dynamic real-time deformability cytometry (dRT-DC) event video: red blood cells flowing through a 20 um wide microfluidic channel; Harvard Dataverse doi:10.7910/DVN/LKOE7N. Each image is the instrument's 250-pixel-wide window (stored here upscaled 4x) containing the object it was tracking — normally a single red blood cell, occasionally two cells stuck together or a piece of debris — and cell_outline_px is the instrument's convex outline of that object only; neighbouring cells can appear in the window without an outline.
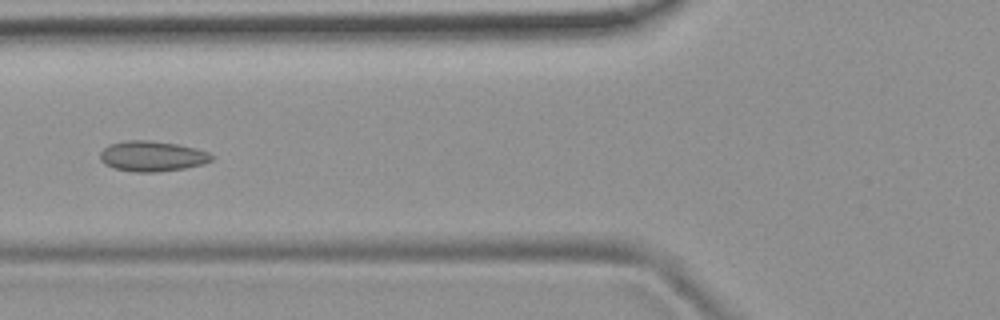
{"species": "common noctule bat (a hibernating species)", "species_latin": "Nyctalus noctula", "temperature_condition": "room temperature", "stored_images_in_passage": 5, "camera_frame_rate_fps": 3000, "um_per_image_px": 0.085, "animal": {"sex": "female", "body_mass_g": 19.9}, "frame": {"image": 1, "passage_image": 4, "time_ms": 4.333, "image_size_px": [1000, 320], "cell_outline_px": [[216, 156], [212, 160], [204, 164], [184, 168], [156, 172], [132, 172], [112, 168], [104, 164], [100, 160], [100, 152], [108, 144], [124, 140], [148, 140], [176, 144], [196, 148], [208, 152]], "centroid_in_image_um": [12.92, 13.28], "position_along_channel_um": 112.9, "area_um2": 20.0}}
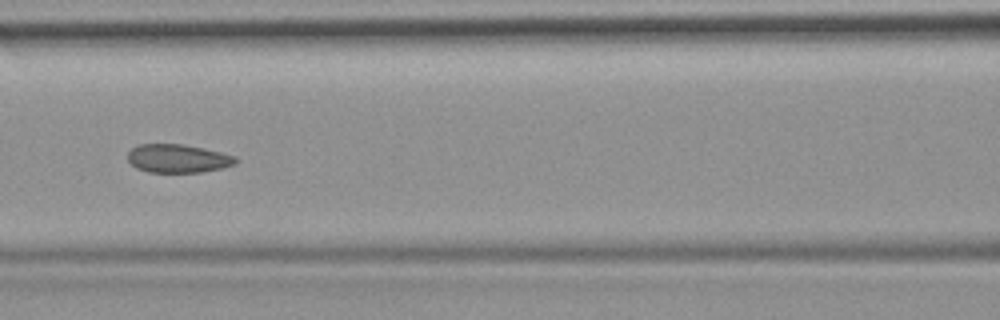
{"frame": {"image": 2, "passage_image": 5, "time_ms": 5.333, "image_size_px": [1000, 320], "cell_outline_px": [[236, 164], [220, 168], [200, 172], [148, 172], [136, 168], [128, 160], [128, 152], [132, 148], [140, 144], [184, 144], [204, 148], [236, 156]], "centroid_in_image_um": [15.11, 13.46], "position_along_channel_um": 151.5, "area_um2": 17.8}}